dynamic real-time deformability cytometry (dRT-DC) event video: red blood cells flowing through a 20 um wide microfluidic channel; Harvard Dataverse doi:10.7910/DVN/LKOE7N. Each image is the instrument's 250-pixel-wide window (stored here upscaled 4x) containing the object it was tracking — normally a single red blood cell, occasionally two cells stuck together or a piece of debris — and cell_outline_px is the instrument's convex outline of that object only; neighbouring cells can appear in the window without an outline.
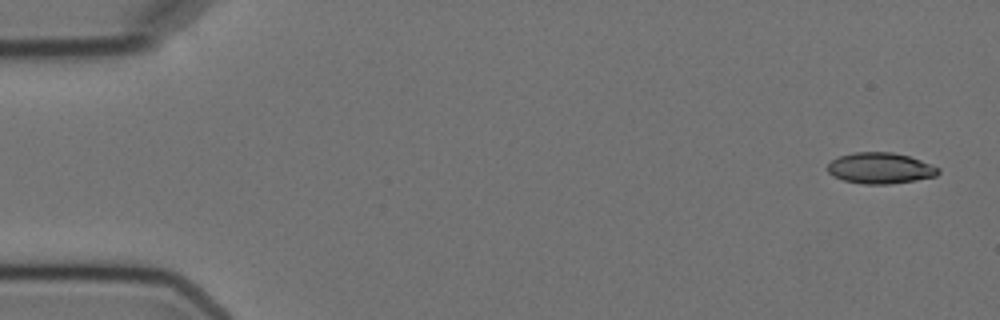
{"species": "Egyptian fruit bat (a non-hibernating species)", "species_latin": "Rousettus aegyptiacus", "temperature_condition": "cold", "stored_images_in_passage": 6, "camera_frame_rate_fps": 3000, "um_per_image_px": 0.085, "animal": {"sex": "female"}, "frame": {"image": 1, "passage_image": 1, "time_ms": 0.0, "image_size_px": [1000, 320], "cell_outline_px": [[940, 172], [936, 176], [916, 180], [888, 184], [864, 184], [844, 180], [832, 176], [828, 172], [828, 164], [832, 160], [840, 156], [852, 152], [892, 152], [908, 156], [920, 160], [940, 168]], "centroid_in_image_um": [74.82, 14.29], "position_along_channel_um": 10.2, "area_um2": 19.94}}
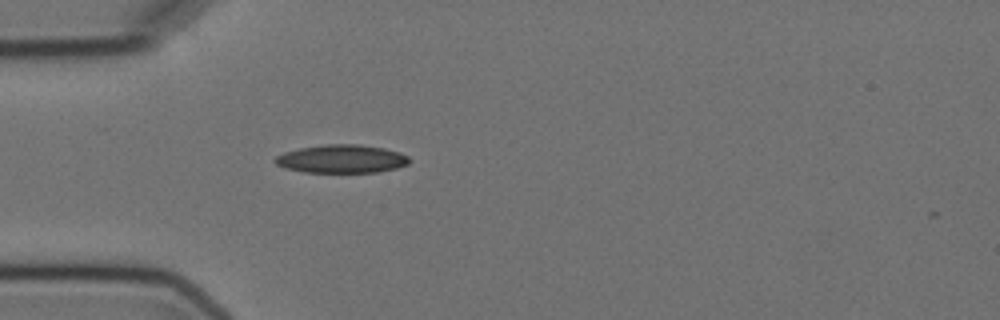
{"frame": {"image": 2, "passage_image": 5, "time_ms": 4.667, "image_size_px": [1000, 320], "cell_outline_px": [[412, 160], [408, 164], [396, 168], [380, 172], [304, 172], [284, 168], [276, 164], [272, 160], [276, 156], [284, 152], [300, 148], [328, 144], [360, 144], [384, 148], [400, 152], [408, 156]], "centroid_in_image_um": [29.05, 13.5], "position_along_channel_um": 55.9, "area_um2": 22.25}}